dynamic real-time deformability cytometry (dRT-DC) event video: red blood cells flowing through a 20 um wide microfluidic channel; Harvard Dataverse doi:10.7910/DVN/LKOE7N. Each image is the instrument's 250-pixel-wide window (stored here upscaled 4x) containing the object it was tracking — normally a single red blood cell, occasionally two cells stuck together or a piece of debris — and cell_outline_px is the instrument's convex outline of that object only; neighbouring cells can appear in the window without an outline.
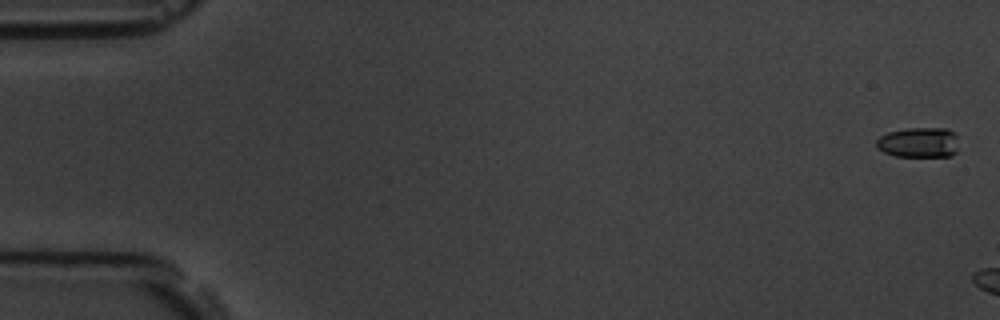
{"species": "common noctule bat (a hibernating species)", "species_latin": "Nyctalus noctula", "temperature_condition": "room temperature", "stored_images_in_passage": 3, "camera_frame_rate_fps": 3000, "um_per_image_px": 0.085, "animal": {"sex": "male", "body_mass_g": 19.5, "forearm_length_mm": 54.6}, "frame": {"image": 1, "passage_image": 1, "time_ms": 0.0, "image_size_px": [1000, 320], "cell_outline_px": [[956, 152], [952, 156], [896, 156], [884, 152], [876, 148], [876, 140], [880, 136], [888, 132], [908, 128], [948, 128], [956, 132]], "centroid_in_image_um": [78.09, 12.1], "position_along_channel_um": 6.9, "area_um2": 14.57}}